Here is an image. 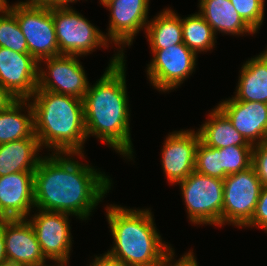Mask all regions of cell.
<instances>
[{
  "label": "cell",
  "mask_w": 267,
  "mask_h": 266,
  "mask_svg": "<svg viewBox=\"0 0 267 266\" xmlns=\"http://www.w3.org/2000/svg\"><path fill=\"white\" fill-rule=\"evenodd\" d=\"M84 155L48 153L40 159L34 171L35 209L70 214L81 221L90 219L113 183L100 168L77 160L85 159Z\"/></svg>",
  "instance_id": "1"
},
{
  "label": "cell",
  "mask_w": 267,
  "mask_h": 266,
  "mask_svg": "<svg viewBox=\"0 0 267 266\" xmlns=\"http://www.w3.org/2000/svg\"><path fill=\"white\" fill-rule=\"evenodd\" d=\"M126 58L115 52L103 75L90 83L83 98L84 122L87 139L94 136L126 160L134 161Z\"/></svg>",
  "instance_id": "2"
},
{
  "label": "cell",
  "mask_w": 267,
  "mask_h": 266,
  "mask_svg": "<svg viewBox=\"0 0 267 266\" xmlns=\"http://www.w3.org/2000/svg\"><path fill=\"white\" fill-rule=\"evenodd\" d=\"M104 208L114 239L107 253L126 266H162L172 246L162 240L151 209L115 203Z\"/></svg>",
  "instance_id": "3"
},
{
  "label": "cell",
  "mask_w": 267,
  "mask_h": 266,
  "mask_svg": "<svg viewBox=\"0 0 267 266\" xmlns=\"http://www.w3.org/2000/svg\"><path fill=\"white\" fill-rule=\"evenodd\" d=\"M29 100L34 111V134L42 149L49 153H86L82 99L36 89Z\"/></svg>",
  "instance_id": "4"
},
{
  "label": "cell",
  "mask_w": 267,
  "mask_h": 266,
  "mask_svg": "<svg viewBox=\"0 0 267 266\" xmlns=\"http://www.w3.org/2000/svg\"><path fill=\"white\" fill-rule=\"evenodd\" d=\"M191 224L223 227L222 179L193 171L178 184Z\"/></svg>",
  "instance_id": "5"
},
{
  "label": "cell",
  "mask_w": 267,
  "mask_h": 266,
  "mask_svg": "<svg viewBox=\"0 0 267 266\" xmlns=\"http://www.w3.org/2000/svg\"><path fill=\"white\" fill-rule=\"evenodd\" d=\"M51 11L60 54L85 57L98 48L111 47L104 32L72 6L55 7Z\"/></svg>",
  "instance_id": "6"
},
{
  "label": "cell",
  "mask_w": 267,
  "mask_h": 266,
  "mask_svg": "<svg viewBox=\"0 0 267 266\" xmlns=\"http://www.w3.org/2000/svg\"><path fill=\"white\" fill-rule=\"evenodd\" d=\"M10 10L15 14L25 36L28 53L37 62L61 55L51 8L20 0L10 5Z\"/></svg>",
  "instance_id": "7"
},
{
  "label": "cell",
  "mask_w": 267,
  "mask_h": 266,
  "mask_svg": "<svg viewBox=\"0 0 267 266\" xmlns=\"http://www.w3.org/2000/svg\"><path fill=\"white\" fill-rule=\"evenodd\" d=\"M150 50L153 56L146 65V76L159 93L175 90L196 71L198 56L184 43Z\"/></svg>",
  "instance_id": "8"
},
{
  "label": "cell",
  "mask_w": 267,
  "mask_h": 266,
  "mask_svg": "<svg viewBox=\"0 0 267 266\" xmlns=\"http://www.w3.org/2000/svg\"><path fill=\"white\" fill-rule=\"evenodd\" d=\"M223 182V226L243 228L252 219L263 184L253 166L228 175Z\"/></svg>",
  "instance_id": "9"
},
{
  "label": "cell",
  "mask_w": 267,
  "mask_h": 266,
  "mask_svg": "<svg viewBox=\"0 0 267 266\" xmlns=\"http://www.w3.org/2000/svg\"><path fill=\"white\" fill-rule=\"evenodd\" d=\"M99 3L110 12L104 36L125 57L126 46L131 47L137 34L147 27L150 0H99Z\"/></svg>",
  "instance_id": "10"
},
{
  "label": "cell",
  "mask_w": 267,
  "mask_h": 266,
  "mask_svg": "<svg viewBox=\"0 0 267 266\" xmlns=\"http://www.w3.org/2000/svg\"><path fill=\"white\" fill-rule=\"evenodd\" d=\"M34 210L36 211H32L27 220L35 232L43 255L49 262L68 266L73 244L69 216H74L55 211Z\"/></svg>",
  "instance_id": "11"
},
{
  "label": "cell",
  "mask_w": 267,
  "mask_h": 266,
  "mask_svg": "<svg viewBox=\"0 0 267 266\" xmlns=\"http://www.w3.org/2000/svg\"><path fill=\"white\" fill-rule=\"evenodd\" d=\"M78 57L80 56L61 54L40 60L37 89L83 100L90 83Z\"/></svg>",
  "instance_id": "12"
},
{
  "label": "cell",
  "mask_w": 267,
  "mask_h": 266,
  "mask_svg": "<svg viewBox=\"0 0 267 266\" xmlns=\"http://www.w3.org/2000/svg\"><path fill=\"white\" fill-rule=\"evenodd\" d=\"M200 135L194 129L169 132L161 147V166L169 184L175 185L195 171Z\"/></svg>",
  "instance_id": "13"
},
{
  "label": "cell",
  "mask_w": 267,
  "mask_h": 266,
  "mask_svg": "<svg viewBox=\"0 0 267 266\" xmlns=\"http://www.w3.org/2000/svg\"><path fill=\"white\" fill-rule=\"evenodd\" d=\"M0 85L17 99H29L38 87V62L29 53L0 47Z\"/></svg>",
  "instance_id": "14"
},
{
  "label": "cell",
  "mask_w": 267,
  "mask_h": 266,
  "mask_svg": "<svg viewBox=\"0 0 267 266\" xmlns=\"http://www.w3.org/2000/svg\"><path fill=\"white\" fill-rule=\"evenodd\" d=\"M5 252L11 266H47L35 232L27 219L3 221Z\"/></svg>",
  "instance_id": "15"
},
{
  "label": "cell",
  "mask_w": 267,
  "mask_h": 266,
  "mask_svg": "<svg viewBox=\"0 0 267 266\" xmlns=\"http://www.w3.org/2000/svg\"><path fill=\"white\" fill-rule=\"evenodd\" d=\"M216 106L249 144L255 146L267 141V103L229 97Z\"/></svg>",
  "instance_id": "16"
},
{
  "label": "cell",
  "mask_w": 267,
  "mask_h": 266,
  "mask_svg": "<svg viewBox=\"0 0 267 266\" xmlns=\"http://www.w3.org/2000/svg\"><path fill=\"white\" fill-rule=\"evenodd\" d=\"M34 209V172L0 176V210L7 219H27Z\"/></svg>",
  "instance_id": "17"
},
{
  "label": "cell",
  "mask_w": 267,
  "mask_h": 266,
  "mask_svg": "<svg viewBox=\"0 0 267 266\" xmlns=\"http://www.w3.org/2000/svg\"><path fill=\"white\" fill-rule=\"evenodd\" d=\"M198 13L211 26L216 36L255 35L256 33L243 21L230 0H198Z\"/></svg>",
  "instance_id": "18"
},
{
  "label": "cell",
  "mask_w": 267,
  "mask_h": 266,
  "mask_svg": "<svg viewBox=\"0 0 267 266\" xmlns=\"http://www.w3.org/2000/svg\"><path fill=\"white\" fill-rule=\"evenodd\" d=\"M38 138H24L0 144V176L16 172H34L43 155Z\"/></svg>",
  "instance_id": "19"
},
{
  "label": "cell",
  "mask_w": 267,
  "mask_h": 266,
  "mask_svg": "<svg viewBox=\"0 0 267 266\" xmlns=\"http://www.w3.org/2000/svg\"><path fill=\"white\" fill-rule=\"evenodd\" d=\"M235 100L267 103V59L260 54L248 58L239 71Z\"/></svg>",
  "instance_id": "20"
},
{
  "label": "cell",
  "mask_w": 267,
  "mask_h": 266,
  "mask_svg": "<svg viewBox=\"0 0 267 266\" xmlns=\"http://www.w3.org/2000/svg\"><path fill=\"white\" fill-rule=\"evenodd\" d=\"M33 135L34 111L29 99H17L0 112V144L31 138Z\"/></svg>",
  "instance_id": "21"
},
{
  "label": "cell",
  "mask_w": 267,
  "mask_h": 266,
  "mask_svg": "<svg viewBox=\"0 0 267 266\" xmlns=\"http://www.w3.org/2000/svg\"><path fill=\"white\" fill-rule=\"evenodd\" d=\"M207 120L197 129L200 141L208 147L253 146L233 127L229 118L217 107L207 115Z\"/></svg>",
  "instance_id": "22"
},
{
  "label": "cell",
  "mask_w": 267,
  "mask_h": 266,
  "mask_svg": "<svg viewBox=\"0 0 267 266\" xmlns=\"http://www.w3.org/2000/svg\"><path fill=\"white\" fill-rule=\"evenodd\" d=\"M150 49H166L183 43L182 22L171 7L164 8L147 23L144 32Z\"/></svg>",
  "instance_id": "23"
},
{
  "label": "cell",
  "mask_w": 267,
  "mask_h": 266,
  "mask_svg": "<svg viewBox=\"0 0 267 266\" xmlns=\"http://www.w3.org/2000/svg\"><path fill=\"white\" fill-rule=\"evenodd\" d=\"M183 43L197 56L198 53L211 51L217 43V36L211 26L198 13L181 17Z\"/></svg>",
  "instance_id": "24"
},
{
  "label": "cell",
  "mask_w": 267,
  "mask_h": 266,
  "mask_svg": "<svg viewBox=\"0 0 267 266\" xmlns=\"http://www.w3.org/2000/svg\"><path fill=\"white\" fill-rule=\"evenodd\" d=\"M0 47L28 53V45L15 14L9 9L0 14Z\"/></svg>",
  "instance_id": "25"
},
{
  "label": "cell",
  "mask_w": 267,
  "mask_h": 266,
  "mask_svg": "<svg viewBox=\"0 0 267 266\" xmlns=\"http://www.w3.org/2000/svg\"><path fill=\"white\" fill-rule=\"evenodd\" d=\"M195 171L224 180L228 175L221 169V153L218 148L208 147L199 141L196 148Z\"/></svg>",
  "instance_id": "26"
},
{
  "label": "cell",
  "mask_w": 267,
  "mask_h": 266,
  "mask_svg": "<svg viewBox=\"0 0 267 266\" xmlns=\"http://www.w3.org/2000/svg\"><path fill=\"white\" fill-rule=\"evenodd\" d=\"M254 146H228L219 148L221 169L227 174L238 173L252 166Z\"/></svg>",
  "instance_id": "27"
},
{
  "label": "cell",
  "mask_w": 267,
  "mask_h": 266,
  "mask_svg": "<svg viewBox=\"0 0 267 266\" xmlns=\"http://www.w3.org/2000/svg\"><path fill=\"white\" fill-rule=\"evenodd\" d=\"M243 21L255 32L261 29L265 16V0H230Z\"/></svg>",
  "instance_id": "28"
},
{
  "label": "cell",
  "mask_w": 267,
  "mask_h": 266,
  "mask_svg": "<svg viewBox=\"0 0 267 266\" xmlns=\"http://www.w3.org/2000/svg\"><path fill=\"white\" fill-rule=\"evenodd\" d=\"M243 228H260L267 233V186H263L252 219Z\"/></svg>",
  "instance_id": "29"
},
{
  "label": "cell",
  "mask_w": 267,
  "mask_h": 266,
  "mask_svg": "<svg viewBox=\"0 0 267 266\" xmlns=\"http://www.w3.org/2000/svg\"><path fill=\"white\" fill-rule=\"evenodd\" d=\"M252 166L263 186H267V141L253 147Z\"/></svg>",
  "instance_id": "30"
},
{
  "label": "cell",
  "mask_w": 267,
  "mask_h": 266,
  "mask_svg": "<svg viewBox=\"0 0 267 266\" xmlns=\"http://www.w3.org/2000/svg\"><path fill=\"white\" fill-rule=\"evenodd\" d=\"M196 256L193 252V250H189L188 252H185L184 255H181L180 258L175 259V249L171 248L162 263V266H199Z\"/></svg>",
  "instance_id": "31"
},
{
  "label": "cell",
  "mask_w": 267,
  "mask_h": 266,
  "mask_svg": "<svg viewBox=\"0 0 267 266\" xmlns=\"http://www.w3.org/2000/svg\"><path fill=\"white\" fill-rule=\"evenodd\" d=\"M93 261L88 266H126L122 264L118 259L110 256L106 251L103 254L97 256L94 255Z\"/></svg>",
  "instance_id": "32"
},
{
  "label": "cell",
  "mask_w": 267,
  "mask_h": 266,
  "mask_svg": "<svg viewBox=\"0 0 267 266\" xmlns=\"http://www.w3.org/2000/svg\"><path fill=\"white\" fill-rule=\"evenodd\" d=\"M33 4L43 6L46 8H55V7H71L70 3L74 4L80 0H28ZM88 1V0H86Z\"/></svg>",
  "instance_id": "33"
},
{
  "label": "cell",
  "mask_w": 267,
  "mask_h": 266,
  "mask_svg": "<svg viewBox=\"0 0 267 266\" xmlns=\"http://www.w3.org/2000/svg\"><path fill=\"white\" fill-rule=\"evenodd\" d=\"M17 100L6 88L0 85V112Z\"/></svg>",
  "instance_id": "34"
},
{
  "label": "cell",
  "mask_w": 267,
  "mask_h": 266,
  "mask_svg": "<svg viewBox=\"0 0 267 266\" xmlns=\"http://www.w3.org/2000/svg\"><path fill=\"white\" fill-rule=\"evenodd\" d=\"M8 263L5 252V239L3 233V221L0 222V265Z\"/></svg>",
  "instance_id": "35"
},
{
  "label": "cell",
  "mask_w": 267,
  "mask_h": 266,
  "mask_svg": "<svg viewBox=\"0 0 267 266\" xmlns=\"http://www.w3.org/2000/svg\"><path fill=\"white\" fill-rule=\"evenodd\" d=\"M10 9V4L7 0H0V14L7 12Z\"/></svg>",
  "instance_id": "36"
},
{
  "label": "cell",
  "mask_w": 267,
  "mask_h": 266,
  "mask_svg": "<svg viewBox=\"0 0 267 266\" xmlns=\"http://www.w3.org/2000/svg\"><path fill=\"white\" fill-rule=\"evenodd\" d=\"M266 49L263 50L261 53H259L262 57H264L265 59H267V46L265 47Z\"/></svg>",
  "instance_id": "37"
},
{
  "label": "cell",
  "mask_w": 267,
  "mask_h": 266,
  "mask_svg": "<svg viewBox=\"0 0 267 266\" xmlns=\"http://www.w3.org/2000/svg\"><path fill=\"white\" fill-rule=\"evenodd\" d=\"M7 220V218L2 214L1 210H0V222Z\"/></svg>",
  "instance_id": "38"
},
{
  "label": "cell",
  "mask_w": 267,
  "mask_h": 266,
  "mask_svg": "<svg viewBox=\"0 0 267 266\" xmlns=\"http://www.w3.org/2000/svg\"><path fill=\"white\" fill-rule=\"evenodd\" d=\"M47 266H63V265H60V264H50L49 263V265H47Z\"/></svg>",
  "instance_id": "39"
},
{
  "label": "cell",
  "mask_w": 267,
  "mask_h": 266,
  "mask_svg": "<svg viewBox=\"0 0 267 266\" xmlns=\"http://www.w3.org/2000/svg\"><path fill=\"white\" fill-rule=\"evenodd\" d=\"M0 266H11L10 264L6 263V264H2Z\"/></svg>",
  "instance_id": "40"
}]
</instances>
